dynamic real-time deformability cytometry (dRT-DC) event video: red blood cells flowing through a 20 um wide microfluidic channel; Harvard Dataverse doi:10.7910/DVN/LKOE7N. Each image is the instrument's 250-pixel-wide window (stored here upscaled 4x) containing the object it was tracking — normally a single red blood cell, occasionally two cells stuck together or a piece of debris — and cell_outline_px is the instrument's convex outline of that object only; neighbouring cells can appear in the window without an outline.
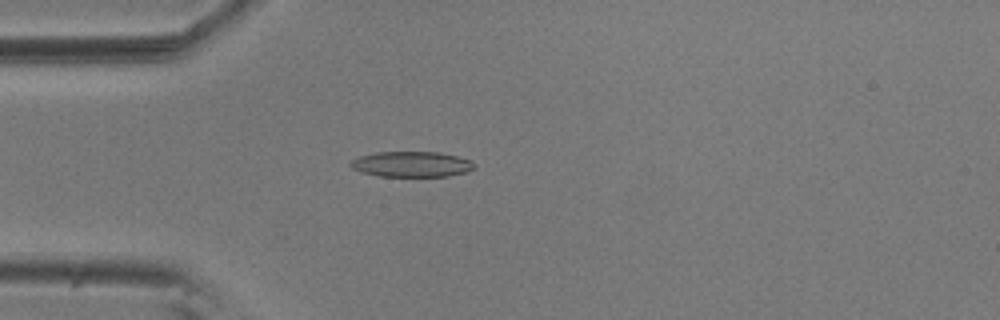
{"species": "common noctule bat (a hibernating species)", "species_latin": "Nyctalus noctula", "temperature_condition": "room temperature", "stored_images_in_passage": 54, "camera_frame_rate_fps": 3000, "um_per_image_px": 0.085, "animal": {"sex": "male", "body_mass_g": 20.5, "forearm_length_mm": 52.5}, "frame": {"image": 1, "passage_image": 14, "time_ms": 4.333, "image_size_px": [1000, 320], "cell_outline_px": [[476, 168], [468, 172], [448, 176], [380, 176], [364, 172], [352, 168], [348, 164], [352, 160], [360, 156], [376, 152], [440, 152], [472, 160], [476, 164]], "centroid_in_image_um": [35.05, 13.95], "position_along_channel_um": 50.0, "area_um2": 18.44}}
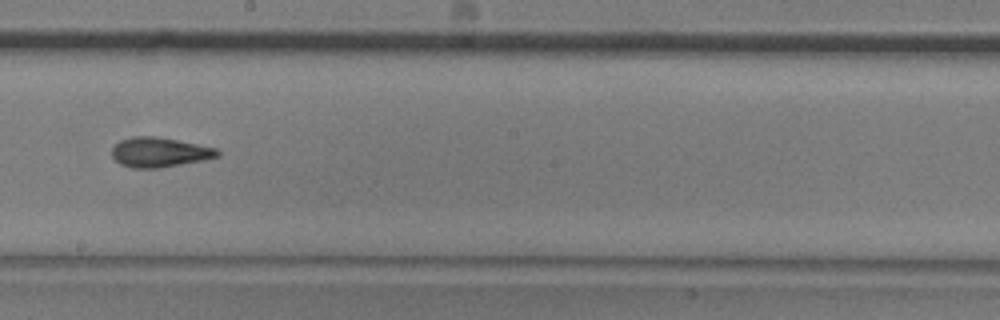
{"frame": {"image": 2, "passage_image": 30, "time_ms": 9.667, "image_size_px": [1000, 320], "cell_outline_px": [[220, 156], [160, 168], [132, 168], [120, 164], [112, 156], [112, 148], [120, 140], [132, 136], [156, 136], [216, 148], [220, 152]], "centroid_in_image_um": [13.52, 12.94], "position_along_channel_um": 234.7, "area_um2": 18.09}}
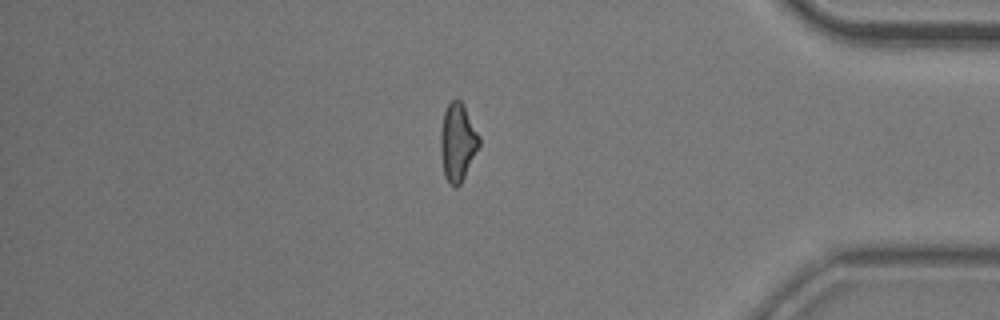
{"frame": {"image": 3, "passage_image": 46, "time_ms": 15.0, "image_size_px": [1000, 320], "cell_outline_px": [[480, 144], [460, 184], [456, 188], [448, 180], [444, 172], [440, 152], [440, 132], [444, 112], [448, 104], [456, 96], [464, 104], [480, 136]], "centroid_in_image_um": [38.9, 12.01], "position_along_channel_um": 396.3, "area_um2": 17.4}, "authors_computed_cell_mechanics": {"area_um2": 18.0914, "velocity_mm_per_s": 3.6233, "shape_relaxation_time_tau1_ms": 9.7728, "shape_relaxation_time_tau2_ms": 2.9048, "deformation_change_tau1": 0.2286, "deformation_change_tau2": 0.1092}}